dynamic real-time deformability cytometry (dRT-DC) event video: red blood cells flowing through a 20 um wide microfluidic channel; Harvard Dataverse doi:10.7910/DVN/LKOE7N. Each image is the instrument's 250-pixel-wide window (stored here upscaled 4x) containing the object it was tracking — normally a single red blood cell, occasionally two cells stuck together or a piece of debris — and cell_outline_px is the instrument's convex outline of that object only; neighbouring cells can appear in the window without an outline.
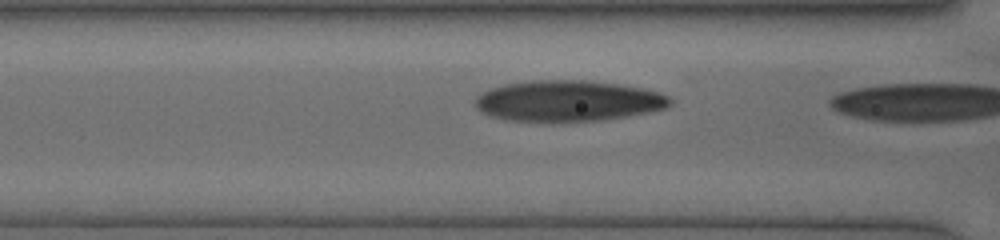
{"species": "human", "species_latin": "Homo sapiens", "temperature_condition": "cold", "stored_images_in_passage": 20, "camera_frame_rate_fps": 3000, "um_per_image_px": 0.085, "donor": {"sex": "female"}, "frame": {"image": 1, "passage_image": 19, "time_ms": 5.0, "image_size_px": [1000, 240], "cell_outline_px": [[672, 104], [668, 108], [624, 116], [596, 120], [508, 120], [488, 116], [476, 108], [476, 96], [488, 88], [504, 84], [528, 80], [588, 80], [620, 84], [644, 88], [660, 92], [668, 96], [672, 100]], "centroid_in_image_um": [48.28, 8.54], "position_along_channel_um": 118.3, "area_um2": 46.24}}